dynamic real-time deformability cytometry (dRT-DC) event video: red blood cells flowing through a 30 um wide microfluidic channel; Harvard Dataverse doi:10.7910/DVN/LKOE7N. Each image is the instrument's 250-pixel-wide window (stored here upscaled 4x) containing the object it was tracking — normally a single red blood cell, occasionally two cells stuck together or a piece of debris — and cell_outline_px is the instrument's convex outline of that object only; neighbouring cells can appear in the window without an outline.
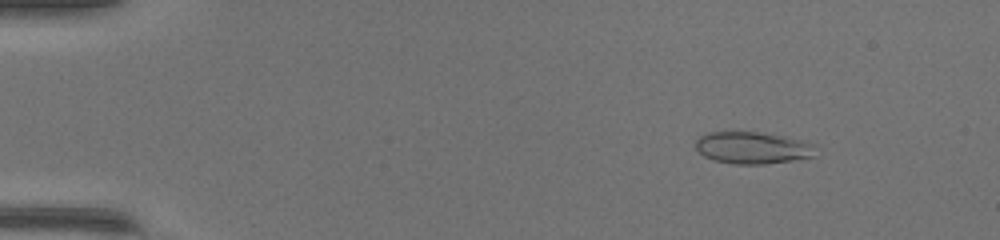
{"species": "common noctule bat (a hibernating species)", "species_latin": "Nyctalus noctula", "temperature_condition": "warm", "stored_images_in_passage": 49, "camera_frame_rate_fps": 3000, "um_per_image_px": 0.085, "animal": {"sex": "female", "body_mass_g": 17.0, "forearm_length_mm": 48.0}, "frame": {"image": 1, "passage_image": 6, "time_ms": 1.667, "image_size_px": [1000, 240], "cell_outline_px": [[816, 156], [792, 160], [764, 164], [736, 164], [716, 160], [704, 156], [696, 148], [696, 140], [700, 136], [708, 132], [760, 132], [784, 136], [816, 144]], "centroid_in_image_um": [64.01, 12.56], "position_along_channel_um": 21.0, "area_um2": 22.31}}
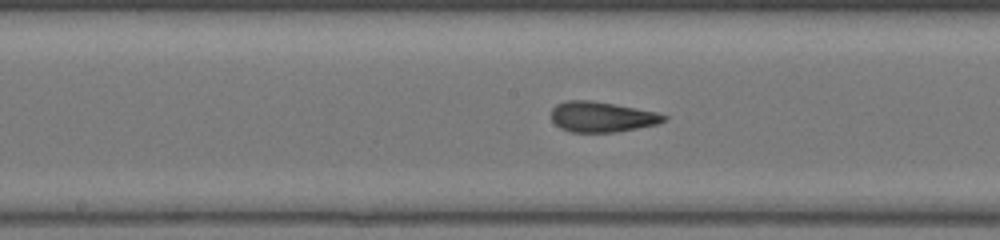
{"frame": {"image": 2, "passage_image": 26, "time_ms": 8.333, "image_size_px": [1000, 240], "cell_outline_px": [[668, 120], [656, 124], [616, 132], [568, 132], [560, 128], [552, 120], [552, 108], [556, 104], [564, 100], [592, 100], [656, 112], [668, 116]], "centroid_in_image_um": [51.13, 9.93], "position_along_channel_um": 197.1, "area_um2": 19.94}}
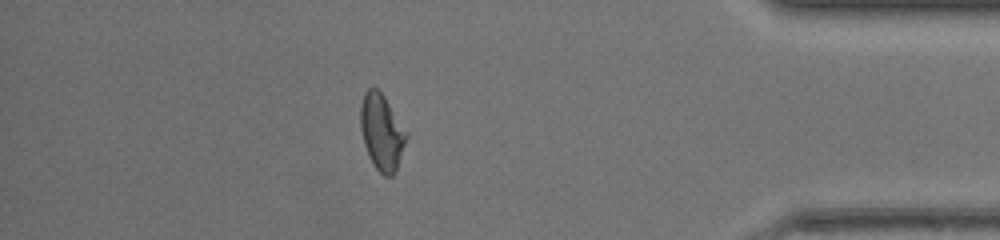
{"frame": {"image": 3, "passage_image": 43, "time_ms": 14.0, "image_size_px": [1000, 240], "cell_outline_px": [[408, 136], [396, 172], [392, 176], [384, 176], [372, 164], [368, 156], [364, 144], [360, 128], [360, 104], [364, 92], [368, 88], [376, 88], [384, 96], [408, 132]], "centroid_in_image_um": [32.45, 11.24], "position_along_channel_um": 402.8, "area_um2": 20.58}, "authors_computed_cell_mechanics": {"area_um2": 20.23, "velocity_mm_per_s": 4.2712, "shape_relaxation_time_tau1_ms": null, "shape_relaxation_time_tau2_ms": 1.0198, "deformation_change_tau1": null, "deformation_change_tau2": 0.0689}}